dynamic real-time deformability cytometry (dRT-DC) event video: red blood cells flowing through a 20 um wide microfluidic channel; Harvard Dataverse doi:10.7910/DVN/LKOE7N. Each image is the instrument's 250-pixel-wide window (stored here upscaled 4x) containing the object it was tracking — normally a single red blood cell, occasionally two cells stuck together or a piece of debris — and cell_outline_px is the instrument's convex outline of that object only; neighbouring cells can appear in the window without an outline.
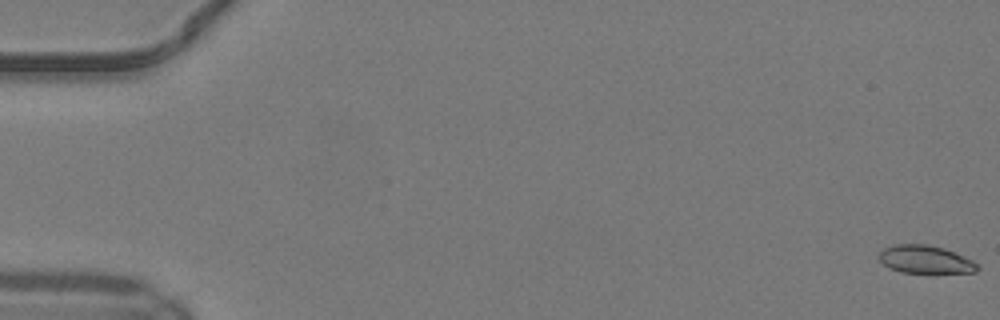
{"species": "common noctule bat (a hibernating species)", "species_latin": "Nyctalus noctula", "temperature_condition": "warm", "stored_images_in_passage": 11, "camera_frame_rate_fps": 3000, "um_per_image_px": 0.085, "animal": {"sex": "male", "body_mass_g": 19.2, "forearm_length_mm": 51.8}, "frame": {"image": 1, "passage_image": 1, "time_ms": 0.0, "image_size_px": [1000, 320], "cell_outline_px": [[980, 268], [976, 272], [900, 272], [888, 268], [880, 260], [880, 252], [884, 248], [892, 244], [924, 244], [944, 248], [964, 256], [980, 264]], "centroid_in_image_um": [78.67, 22.04], "position_along_channel_um": 6.3, "area_um2": 15.95}}